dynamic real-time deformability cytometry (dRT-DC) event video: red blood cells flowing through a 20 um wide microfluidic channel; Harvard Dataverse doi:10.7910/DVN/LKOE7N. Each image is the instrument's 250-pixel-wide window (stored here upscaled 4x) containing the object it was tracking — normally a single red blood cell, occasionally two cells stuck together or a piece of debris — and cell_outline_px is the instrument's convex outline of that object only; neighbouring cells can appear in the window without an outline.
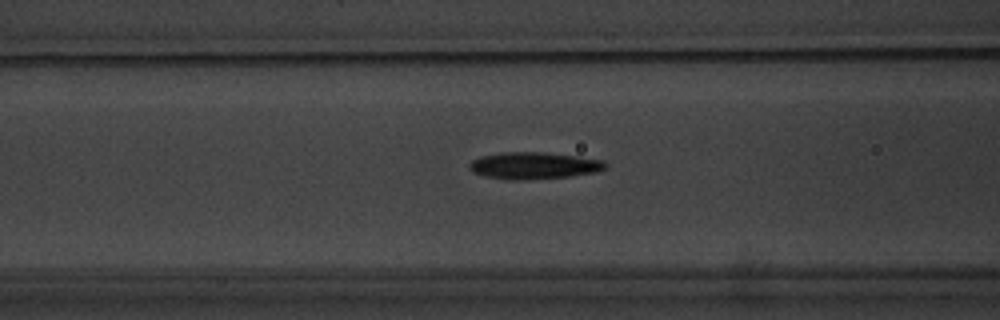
{"species": "common noctule bat (a hibernating species)", "species_latin": "Nyctalus noctula", "temperature_condition": "warm", "stored_images_in_passage": 8, "camera_frame_rate_fps": 3000, "um_per_image_px": 0.085, "animal": {"sex": "male", "body_mass_g": 20.1, "forearm_length_mm": 53.5}, "frame": {"image": 1, "passage_image": 7, "time_ms": 8.333, "image_size_px": [1000, 320], "cell_outline_px": [[608, 164], [604, 168], [596, 172], [568, 176], [516, 180], [512, 180], [484, 176], [472, 172], [468, 168], [468, 164], [472, 160], [480, 156], [504, 152], [544, 152], [576, 156], [604, 160]], "centroid_in_image_um": [45.34, 14.06], "position_along_channel_um": 121.3, "area_um2": 21.21}}
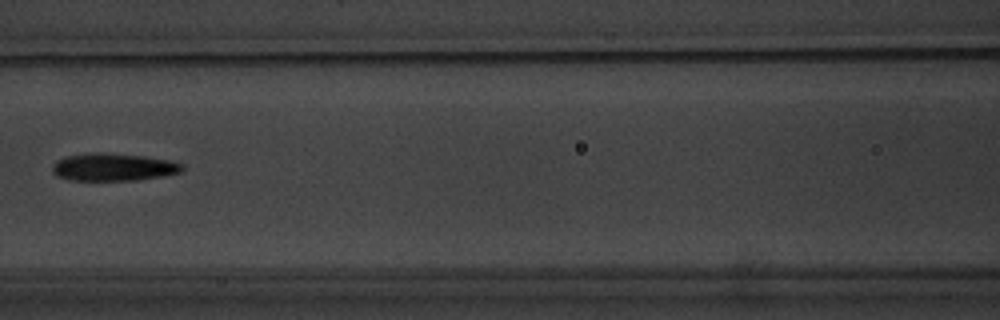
{"frame": {"image": 2, "passage_image": 8, "time_ms": 9.333, "image_size_px": [1000, 320], "cell_outline_px": [[184, 168], [180, 172], [164, 176], [136, 180], [68, 180], [56, 176], [52, 172], [52, 164], [56, 160], [68, 156], [96, 152], [100, 152], [144, 156], [172, 160], [184, 164]], "centroid_in_image_um": [9.64, 14.2], "position_along_channel_um": 157.0, "area_um2": 21.04}}